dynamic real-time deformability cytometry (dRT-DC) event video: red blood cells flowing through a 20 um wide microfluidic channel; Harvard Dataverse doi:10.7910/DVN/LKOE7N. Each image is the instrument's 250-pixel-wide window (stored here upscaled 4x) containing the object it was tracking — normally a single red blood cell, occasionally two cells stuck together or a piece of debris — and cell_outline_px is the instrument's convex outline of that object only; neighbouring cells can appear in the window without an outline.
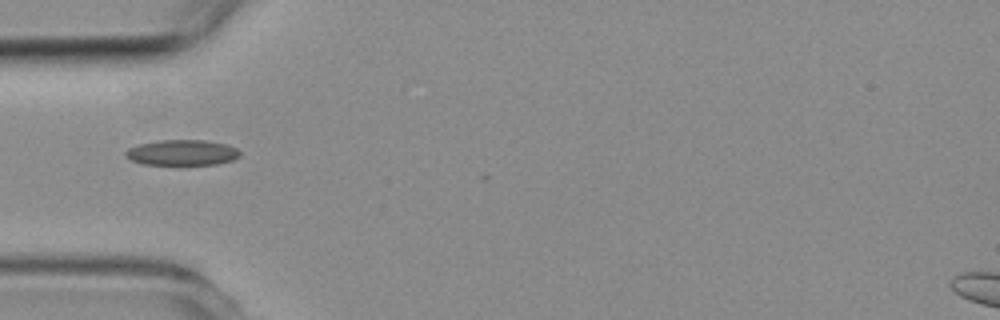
{"species": "common noctule bat (a hibernating species)", "species_latin": "Nyctalus noctula", "temperature_condition": "room temperature", "stored_images_in_passage": 3, "camera_frame_rate_fps": 3000, "um_per_image_px": 0.085, "animal": {"sex": "female", "body_mass_g": 19.3, "forearm_length_mm": 54.1}, "frame": {"image": 1, "passage_image": 1, "time_ms": 0.0, "image_size_px": [1000, 320], "cell_outline_px": [[240, 156], [232, 160], [216, 164], [144, 164], [132, 160], [124, 156], [124, 152], [128, 148], [140, 144], [160, 140], [204, 140], [224, 144], [236, 148], [240, 152]], "centroid_in_image_um": [15.46, 12.97], "position_along_channel_um": 69.5, "area_um2": 16.82}}
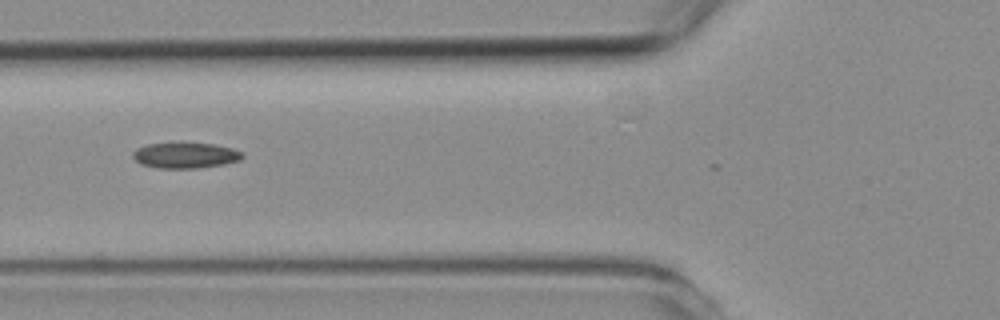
{"frame": {"image": 2, "passage_image": 2, "time_ms": 1.0, "image_size_px": [1000, 320], "cell_outline_px": [[244, 156], [240, 160], [224, 164], [196, 168], [156, 168], [140, 164], [132, 156], [132, 152], [136, 148], [148, 144], [212, 144], [232, 148], [244, 152]], "centroid_in_image_um": [15.76, 13.22], "position_along_channel_um": 110.0, "area_um2": 16.18}}
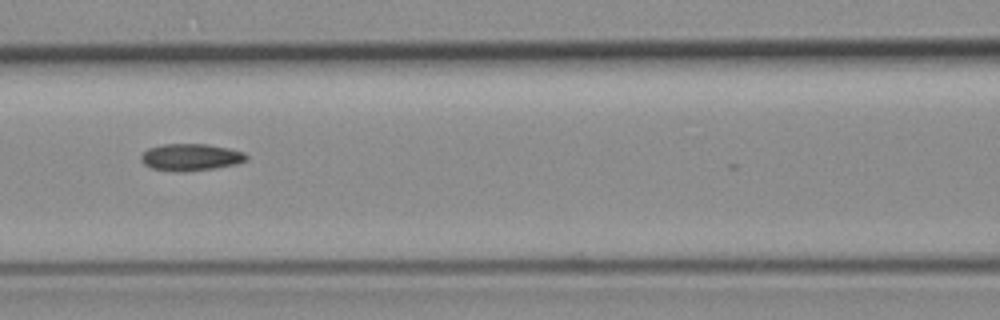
{"frame": {"image": 3, "passage_image": 3, "time_ms": 2.0, "image_size_px": [1000, 320], "cell_outline_px": [[248, 160], [236, 164], [216, 168], [188, 172], [172, 172], [152, 168], [144, 164], [140, 160], [140, 156], [148, 148], [164, 144], [208, 144], [228, 148], [244, 152], [248, 156]], "centroid_in_image_um": [16.22, 13.37], "position_along_channel_um": 150.4, "area_um2": 16.82}}